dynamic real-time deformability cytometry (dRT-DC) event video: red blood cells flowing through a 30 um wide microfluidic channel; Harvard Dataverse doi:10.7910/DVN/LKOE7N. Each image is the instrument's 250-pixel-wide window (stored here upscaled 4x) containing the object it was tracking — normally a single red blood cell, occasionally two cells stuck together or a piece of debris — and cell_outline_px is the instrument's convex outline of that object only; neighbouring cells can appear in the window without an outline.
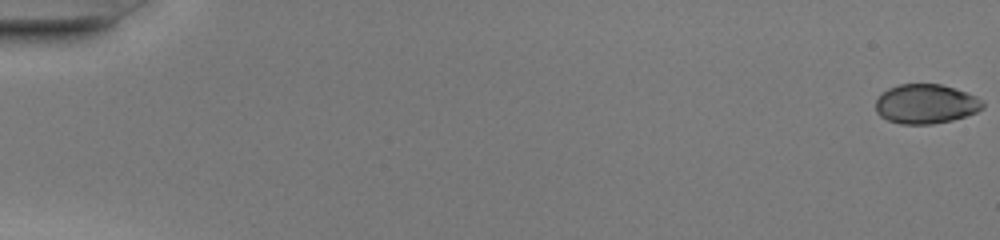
{"species": "common noctule bat (a hibernating species)", "species_latin": "Nyctalus noctula", "temperature_condition": "warm", "stored_images_in_passage": 51, "camera_frame_rate_fps": 3000, "um_per_image_px": 0.085, "animal": {"sex": "female", "body_mass_g": 20.0, "forearm_length_mm": 54.0}, "frame": {"image": 1, "passage_image": 1, "time_ms": 0.0, "image_size_px": [1000, 240], "cell_outline_px": [[984, 108], [976, 112], [952, 120], [932, 124], [900, 124], [888, 120], [880, 116], [876, 112], [876, 100], [888, 88], [900, 84], [940, 84], [976, 96], [984, 100]], "centroid_in_image_um": [78.7, 8.84], "position_along_channel_um": 6.3, "area_um2": 24.51}}
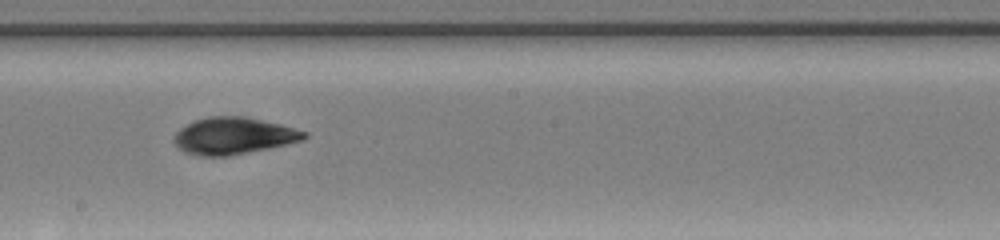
{"frame": {"image": 2, "passage_image": 30, "time_ms": 9.667, "image_size_px": [1000, 240], "cell_outline_px": [[308, 136], [304, 140], [288, 144], [228, 156], [200, 156], [184, 152], [172, 140], [176, 132], [180, 128], [196, 120], [208, 116], [244, 116], [280, 124], [308, 132]], "centroid_in_image_um": [19.86, 11.54], "position_along_channel_um": 228.3, "area_um2": 27.92}}
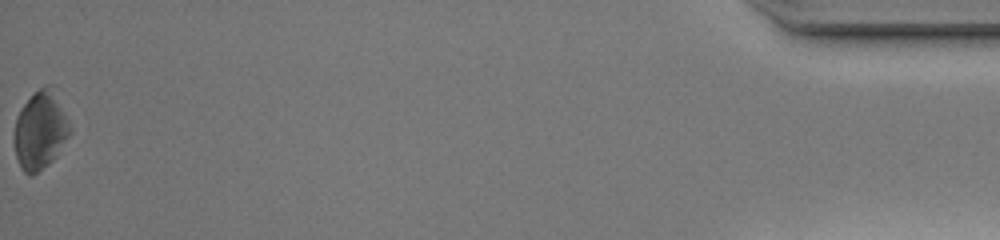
{"frame": {"image": 3, "passage_image": 51, "time_ms": 16.667, "image_size_px": [1000, 240], "cell_outline_px": [[72, 132], [56, 156], [52, 160], [32, 176], [28, 176], [20, 168], [16, 156], [12, 136], [12, 132], [16, 116], [20, 108], [44, 84], [52, 84], [72, 128]], "centroid_in_image_um": [3.41, 11.08], "position_along_channel_um": 431.8, "area_um2": 25.78}, "authors_computed_cell_mechanics": {"area_um2": 26.1256, "velocity_mm_per_s": 4.2042, "shape_relaxation_time_tau1_ms": 1.342, "shape_relaxation_time_tau2_ms": 4.9975, "deformation_change_tau1": 0.0787, "deformation_change_tau2": 0.1335}}